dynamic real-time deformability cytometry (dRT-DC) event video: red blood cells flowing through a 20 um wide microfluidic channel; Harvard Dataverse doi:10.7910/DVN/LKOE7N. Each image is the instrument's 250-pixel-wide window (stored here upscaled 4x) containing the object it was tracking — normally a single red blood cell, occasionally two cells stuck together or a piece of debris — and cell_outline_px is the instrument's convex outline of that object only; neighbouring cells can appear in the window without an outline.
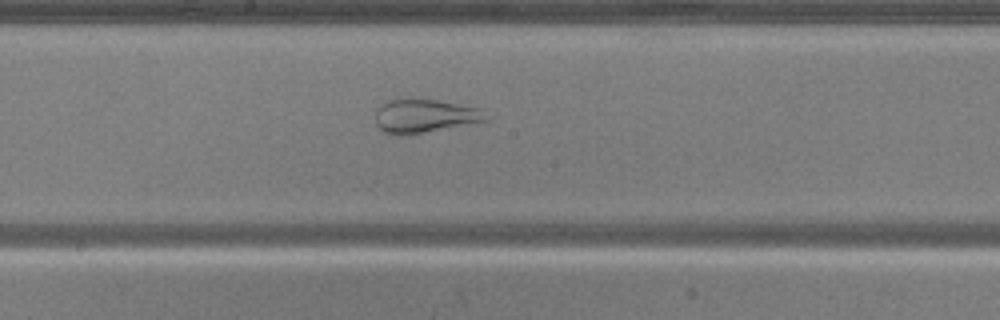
{"species": "common noctule bat (a hibernating species)", "species_latin": "Nyctalus noctula", "temperature_condition": "warm", "stored_images_in_passage": 37, "camera_frame_rate_fps": 3000, "um_per_image_px": 0.085, "animal": {"sex": "male", "body_mass_g": 20.5, "forearm_length_mm": 52.5}, "frame": {"image": 1, "passage_image": 17, "time_ms": 5.333, "image_size_px": [1000, 320], "cell_outline_px": [[488, 120], [404, 136], [396, 136], [384, 132], [376, 124], [376, 108], [380, 104], [396, 96], [408, 96], [436, 100], [484, 108]], "centroid_in_image_um": [36.03, 9.81], "position_along_channel_um": 212.2, "area_um2": 22.43}}
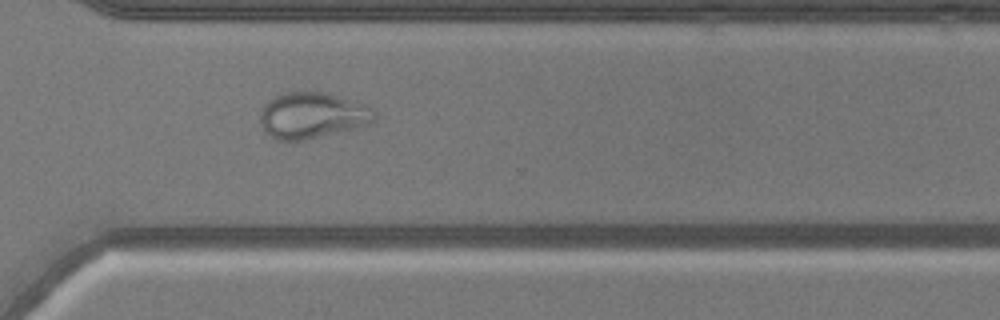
{"frame": {"image": 2, "passage_image": 27, "time_ms": 8.667, "image_size_px": [1000, 320], "cell_outline_px": [[376, 120], [356, 128], [304, 140], [276, 140], [264, 132], [260, 120], [260, 112], [264, 104], [272, 96], [284, 92], [304, 88], [328, 92], [364, 104], [372, 108], [376, 112]], "centroid_in_image_um": [26.51, 9.76], "position_along_channel_um": 344.1, "area_um2": 31.56}}
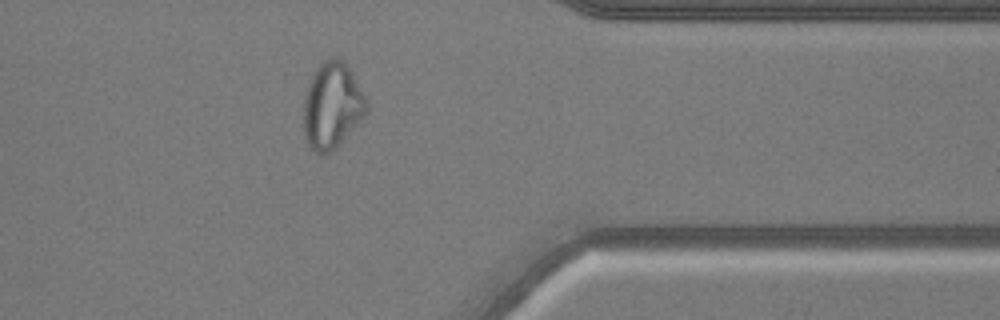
{"frame": {"image": 3, "passage_image": 31, "time_ms": 10.0, "image_size_px": [1000, 320], "cell_outline_px": [[368, 108], [364, 116], [324, 156], [320, 156], [304, 140], [304, 96], [308, 80], [316, 68], [324, 60], [332, 56], [340, 60], [352, 72], [368, 104]], "centroid_in_image_um": [28.18, 8.95], "position_along_channel_um": 383.2, "area_um2": 31.04}}